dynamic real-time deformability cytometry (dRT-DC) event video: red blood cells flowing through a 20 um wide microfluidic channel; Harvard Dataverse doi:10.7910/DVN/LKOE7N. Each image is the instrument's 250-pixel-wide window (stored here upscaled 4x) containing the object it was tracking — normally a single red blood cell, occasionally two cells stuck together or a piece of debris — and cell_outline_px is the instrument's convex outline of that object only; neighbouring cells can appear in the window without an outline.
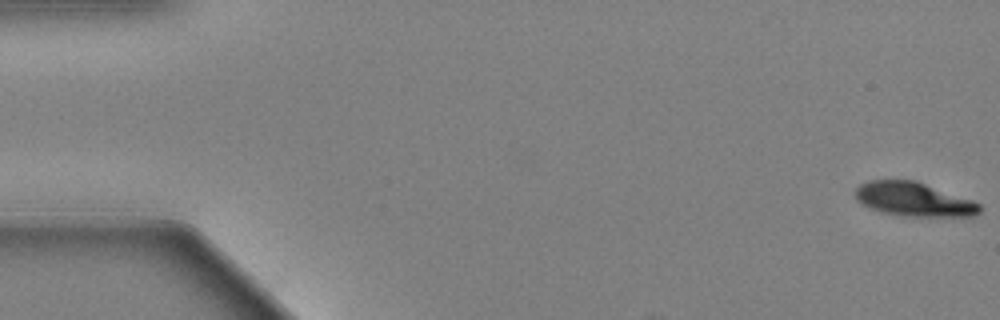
{"species": "Egyptian fruit bat (a non-hibernating species)", "species_latin": "Rousettus aegyptiacus", "temperature_condition": "warm", "stored_images_in_passage": 59, "camera_frame_rate_fps": 3000, "um_per_image_px": 0.085, "animal": {"sex": "female"}, "frame": {"image": 1, "passage_image": 1, "time_ms": 0.0, "image_size_px": [1000, 320], "cell_outline_px": [[980, 212], [972, 216], [912, 216], [884, 212], [868, 208], [860, 204], [856, 200], [856, 188], [860, 184], [872, 180], [916, 180], [972, 200], [980, 204]], "centroid_in_image_um": [77.65, 16.93], "position_along_channel_um": 7.3, "area_um2": 24.39}}
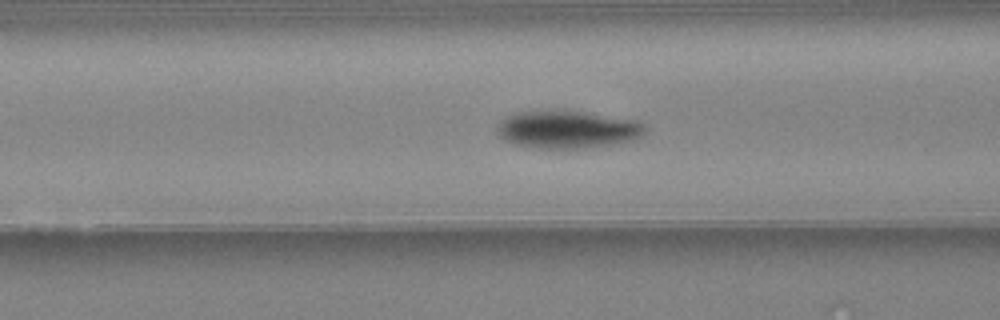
{"frame": {"image": 2, "passage_image": 24, "time_ms": 7.667, "image_size_px": [1000, 320], "cell_outline_px": [[644, 132], [640, 136], [632, 140], [612, 144], [584, 148], [540, 148], [516, 144], [504, 140], [500, 136], [496, 128], [500, 120], [516, 112], [556, 108], [568, 108], [636, 120], [644, 124]], "centroid_in_image_um": [48.21, 10.95], "position_along_channel_um": 118.4, "area_um2": 33.18}}
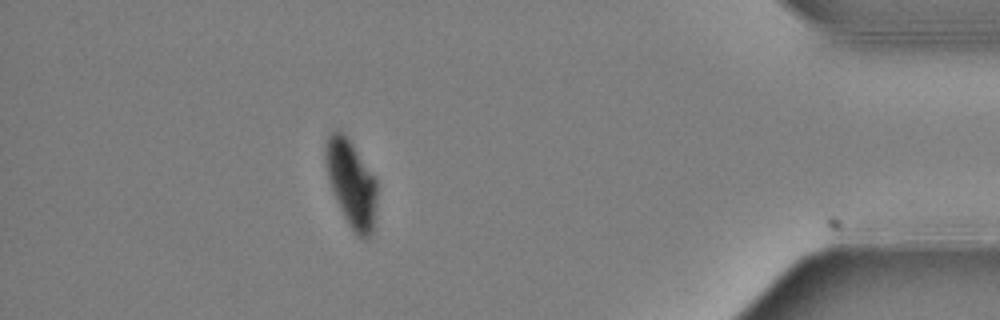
{"frame": {"image": 3, "passage_image": 53, "time_ms": 17.333, "image_size_px": [1000, 320], "cell_outline_px": [[376, 208], [372, 236], [364, 240], [352, 232], [336, 200], [328, 180], [324, 160], [324, 148], [328, 136], [332, 132], [340, 132], [352, 144], [376, 180]], "centroid_in_image_um": [29.85, 15.67], "position_along_channel_um": 405.4, "area_um2": 25.84}, "authors_computed_cell_mechanics": {"area_um2": 29.3624, "velocity_mm_per_s": 3.4585, "shape_relaxation_time_tau1_ms": 2.7382, "shape_relaxation_time_tau2_ms": null, "deformation_change_tau1": 0.1527, "deformation_change_tau2": null}}